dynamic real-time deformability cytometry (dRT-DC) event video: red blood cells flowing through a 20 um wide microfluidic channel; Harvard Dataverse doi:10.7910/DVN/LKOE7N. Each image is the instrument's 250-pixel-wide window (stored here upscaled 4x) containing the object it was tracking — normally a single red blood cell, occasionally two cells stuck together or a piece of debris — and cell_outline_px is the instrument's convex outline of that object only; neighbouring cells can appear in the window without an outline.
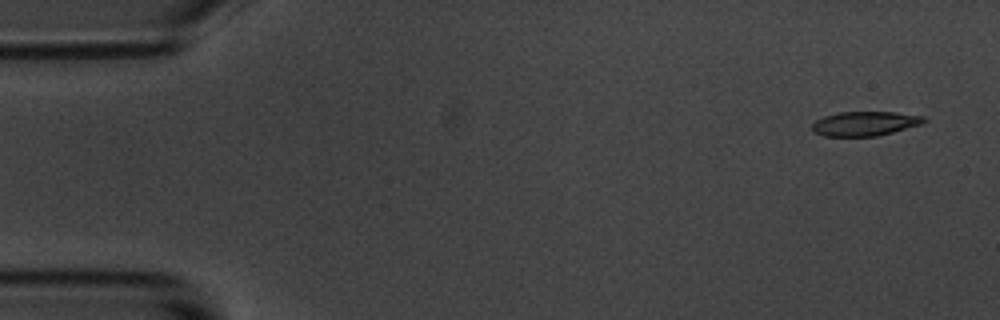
{"species": "common noctule bat (a hibernating species)", "species_latin": "Nyctalus noctula", "temperature_condition": "room temperature", "stored_images_in_passage": 4, "camera_frame_rate_fps": 3000, "um_per_image_px": 0.085, "animal": {"sex": "male", "body_mass_g": 20.1, "forearm_length_mm": 53.5}, "frame": {"image": 1, "passage_image": 1, "time_ms": 0.0, "image_size_px": [1000, 320], "cell_outline_px": [[928, 120], [920, 124], [892, 132], [876, 136], [824, 136], [812, 132], [812, 124], [816, 120], [824, 116], [836, 112], [896, 112], [924, 116]], "centroid_in_image_um": [73.48, 10.5], "position_along_channel_um": 11.5, "area_um2": 15.9}}
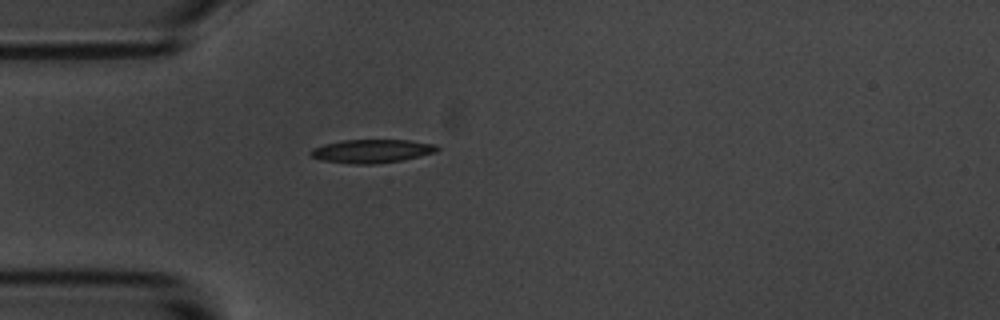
{"frame": {"image": 2, "passage_image": 4, "time_ms": 4.333, "image_size_px": [1000, 320], "cell_outline_px": [[440, 148], [436, 152], [420, 156], [400, 160], [376, 164], [352, 164], [320, 160], [312, 156], [308, 152], [312, 148], [324, 144], [344, 140], [408, 140], [436, 144]], "centroid_in_image_um": [31.59, 12.84], "position_along_channel_um": 53.4, "area_um2": 17.34}}